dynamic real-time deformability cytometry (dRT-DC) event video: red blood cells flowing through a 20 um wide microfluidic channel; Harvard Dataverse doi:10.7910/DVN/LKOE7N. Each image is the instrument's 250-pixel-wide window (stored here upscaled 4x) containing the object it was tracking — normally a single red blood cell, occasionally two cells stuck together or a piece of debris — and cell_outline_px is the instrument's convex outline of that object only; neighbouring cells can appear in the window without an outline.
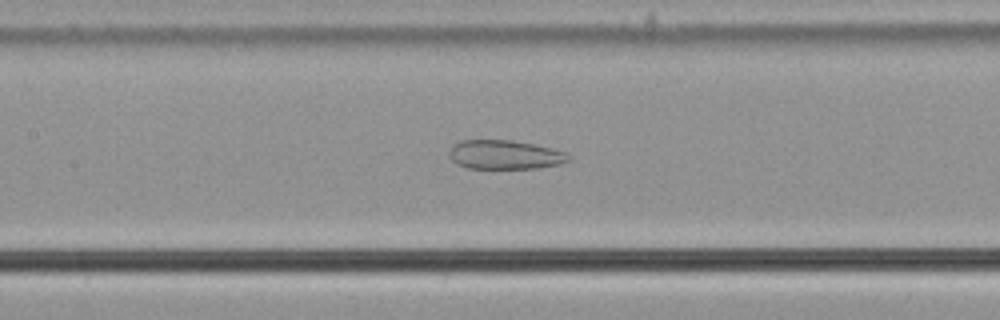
{"species": "common noctule bat (a hibernating species)", "species_latin": "Nyctalus noctula", "temperature_condition": "cold", "stored_images_in_passage": 38, "camera_frame_rate_fps": 3000, "um_per_image_px": 0.085, "animal": {"sex": "male", "body_mass_g": 21.5, "forearm_length_mm": 52.0}, "frame": {"image": 1, "passage_image": 10, "time_ms": 3.0, "image_size_px": [1000, 320], "cell_outline_px": [[572, 160], [560, 164], [540, 168], [468, 168], [456, 164], [448, 156], [448, 152], [460, 140], [512, 140], [552, 148], [568, 152], [572, 156]], "centroid_in_image_um": [42.97, 13.15], "position_along_channel_um": 164.4, "area_um2": 20.4}}
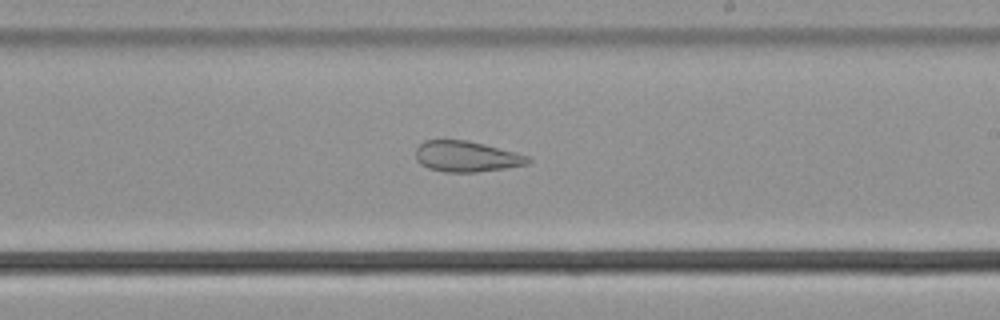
{"frame": {"image": 2, "passage_image": 17, "time_ms": 5.333, "image_size_px": [1000, 320], "cell_outline_px": [[532, 160], [528, 164], [504, 168], [476, 172], [444, 172], [428, 168], [420, 164], [416, 160], [416, 148], [424, 140], [468, 140], [484, 144], [528, 156]], "centroid_in_image_um": [39.61, 13.3], "position_along_channel_um": 249.4, "area_um2": 20.06}}
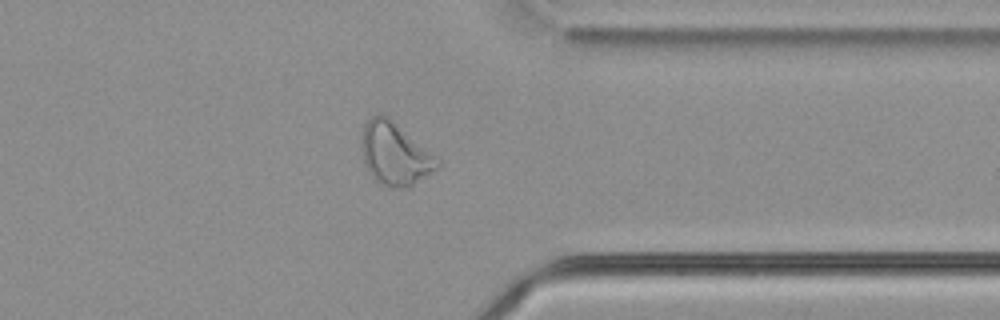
{"frame": {"image": 3, "passage_image": 28, "time_ms": 9.0, "image_size_px": [1000, 320], "cell_outline_px": [[440, 164], [436, 168], [412, 184], [404, 188], [388, 188], [380, 184], [368, 172], [364, 160], [364, 124], [376, 112], [380, 112], [388, 116], [432, 156]], "centroid_in_image_um": [33.5, 13.08], "position_along_channel_um": 377.9, "area_um2": 26.24}}